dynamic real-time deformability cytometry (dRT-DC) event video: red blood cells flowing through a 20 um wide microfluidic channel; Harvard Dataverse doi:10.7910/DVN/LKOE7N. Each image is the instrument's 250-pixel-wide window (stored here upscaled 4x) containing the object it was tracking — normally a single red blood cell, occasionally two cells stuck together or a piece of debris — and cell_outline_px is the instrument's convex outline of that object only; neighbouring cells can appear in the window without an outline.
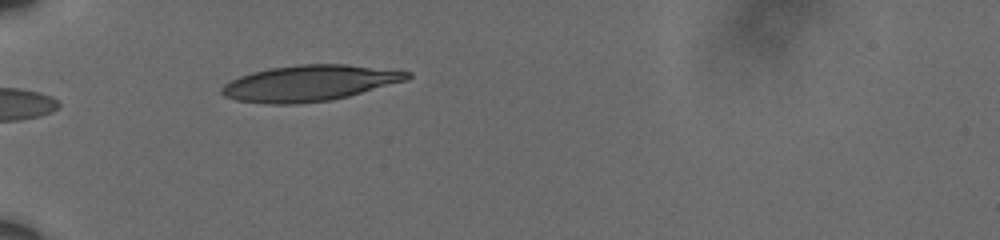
{"species": "human", "species_latin": "Homo sapiens", "temperature_condition": "cold", "stored_images_in_passage": 10, "camera_frame_rate_fps": 3000, "um_per_image_px": 0.085, "donor": {"sex": "male"}, "frame": {"image": 1, "passage_image": 2, "time_ms": 0.333, "image_size_px": [1000, 240], "cell_outline_px": [[412, 76], [408, 80], [348, 96], [332, 100], [296, 104], [268, 104], [236, 100], [224, 96], [220, 92], [220, 88], [224, 84], [240, 76], [252, 72], [268, 68], [300, 64], [344, 64], [412, 72]], "centroid_in_image_um": [26.29, 7.07], "position_along_channel_um": 58.7, "area_um2": 38.84}}